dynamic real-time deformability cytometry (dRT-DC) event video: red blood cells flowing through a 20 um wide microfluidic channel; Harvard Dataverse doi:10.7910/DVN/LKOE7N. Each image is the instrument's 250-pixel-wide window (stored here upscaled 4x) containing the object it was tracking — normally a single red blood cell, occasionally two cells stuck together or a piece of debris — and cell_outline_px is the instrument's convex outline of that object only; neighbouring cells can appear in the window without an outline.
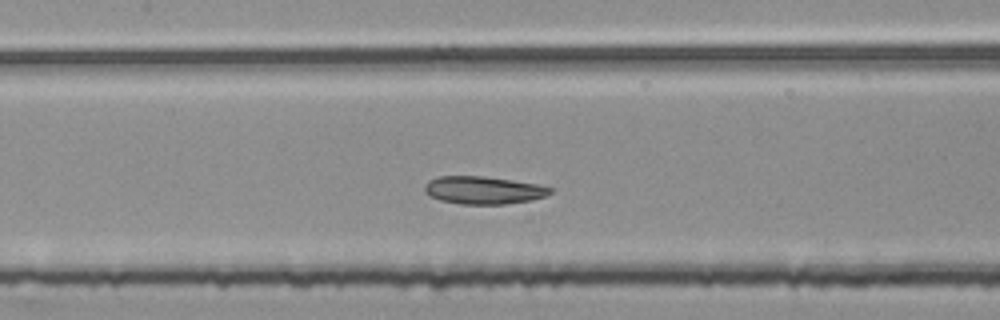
{"species": "common noctule bat (a hibernating species)", "species_latin": "Nyctalus noctula", "temperature_condition": "room temperature", "stored_images_in_passage": 43, "segment_of_instrument_passage": [2, 2], "camera_frame_rate_fps": 3000, "um_per_image_px": 0.085, "animal": {"sex": "female", "body_mass_g": 25.1}, "frame": {"image": 1, "passage_image": 19, "time_ms": 6.0, "image_size_px": [1000, 320], "cell_outline_px": [[552, 192], [544, 196], [532, 200], [504, 204], [460, 204], [440, 200], [428, 196], [424, 192], [424, 184], [428, 180], [436, 176], [484, 176], [512, 180], [536, 184], [552, 188]], "centroid_in_image_um": [41.02, 16.16], "position_along_channel_um": 166.4, "area_um2": 20.4}}
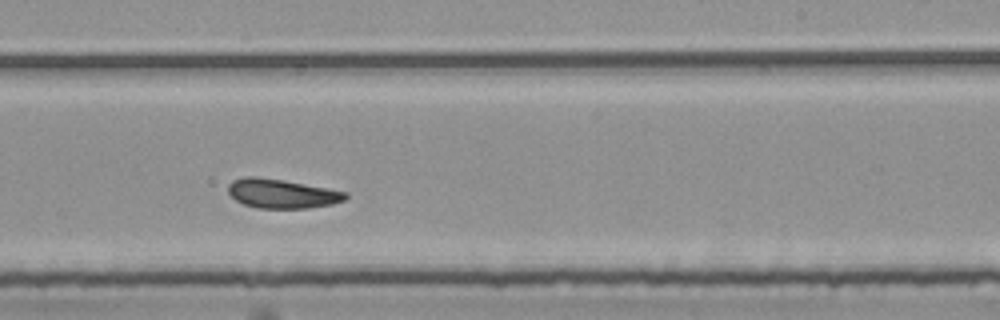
{"frame": {"image": 2, "passage_image": 27, "time_ms": 8.667, "image_size_px": [1000, 320], "cell_outline_px": [[348, 196], [344, 200], [332, 204], [308, 208], [256, 208], [244, 204], [236, 200], [228, 192], [228, 184], [232, 180], [244, 176], [256, 176], [280, 180], [348, 192]], "centroid_in_image_um": [23.92, 16.46], "position_along_channel_um": 265.1, "area_um2": 19.77}}
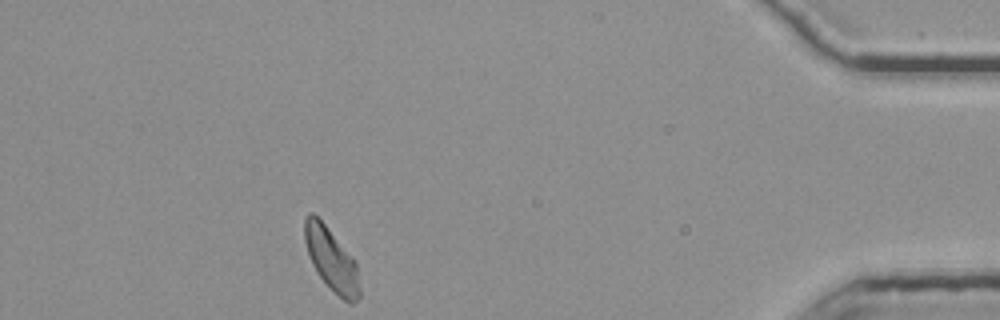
{"frame": {"image": 3, "passage_image": 43, "time_ms": 14.0, "image_size_px": [1000, 320], "cell_outline_px": [[360, 296], [352, 304], [348, 304], [316, 272], [312, 264], [304, 240], [304, 220], [308, 212], [312, 212], [324, 224], [356, 260], [360, 288]], "centroid_in_image_um": [28.18, 22.04], "position_along_channel_um": 407.0, "area_um2": 19.88}}